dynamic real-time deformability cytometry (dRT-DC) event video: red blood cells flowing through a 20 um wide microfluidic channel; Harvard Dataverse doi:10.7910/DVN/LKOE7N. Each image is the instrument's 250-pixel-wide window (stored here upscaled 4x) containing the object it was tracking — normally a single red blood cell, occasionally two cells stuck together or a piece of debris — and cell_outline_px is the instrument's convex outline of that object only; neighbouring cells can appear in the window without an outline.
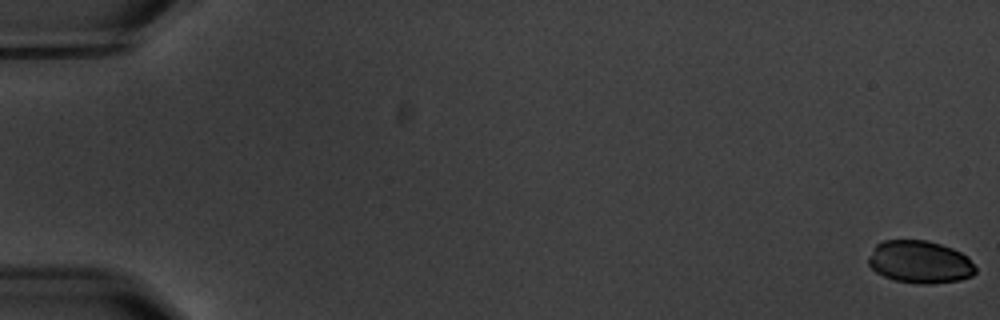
{"species": "common noctule bat (a hibernating species)", "species_latin": "Nyctalus noctula", "temperature_condition": "warm", "stored_images_in_passage": 5, "camera_frame_rate_fps": 3000, "um_per_image_px": 0.085, "animal": {"sex": "male", "body_mass_g": 20.1, "forearm_length_mm": 53.5}, "frame": {"image": 1, "passage_image": 1, "time_ms": 0.0, "image_size_px": [1000, 320], "cell_outline_px": [[976, 272], [972, 276], [960, 280], [932, 284], [916, 284], [896, 280], [884, 276], [876, 272], [868, 264], [868, 256], [876, 244], [884, 240], [928, 240], [952, 248], [968, 256], [976, 268]], "centroid_in_image_um": [78.19, 22.27], "position_along_channel_um": 6.8, "area_um2": 26.76}}
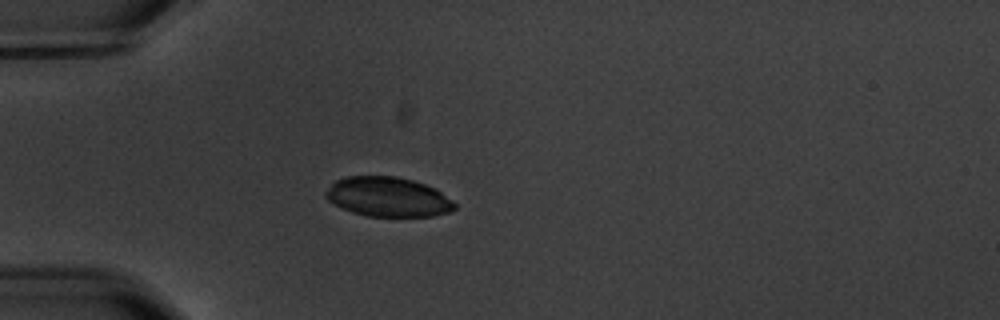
{"frame": {"image": 2, "passage_image": 5, "time_ms": 5.667, "image_size_px": [1000, 320], "cell_outline_px": [[456, 208], [448, 212], [432, 216], [368, 216], [352, 212], [328, 200], [324, 196], [324, 192], [336, 180], [344, 176], [396, 176], [412, 180], [436, 188], [452, 200], [456, 204]], "centroid_in_image_um": [32.98, 16.73], "position_along_channel_um": 52.0, "area_um2": 29.65}}